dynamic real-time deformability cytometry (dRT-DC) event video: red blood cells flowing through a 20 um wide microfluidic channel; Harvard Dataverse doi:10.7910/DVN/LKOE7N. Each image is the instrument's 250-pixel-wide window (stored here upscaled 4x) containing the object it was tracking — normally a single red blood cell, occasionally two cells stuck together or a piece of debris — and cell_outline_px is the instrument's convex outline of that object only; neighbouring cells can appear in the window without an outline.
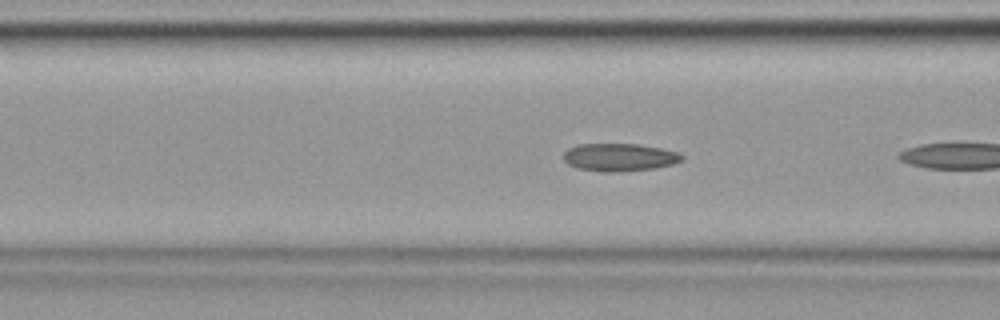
{"species": "common noctule bat (a hibernating species)", "species_latin": "Nyctalus noctula", "temperature_condition": "cold", "stored_images_in_passage": 32, "camera_frame_rate_fps": 3000, "um_per_image_px": 0.085, "animal": {"sex": "female", "body_mass_g": 19.9}, "frame": {"image": 1, "passage_image": 19, "time_ms": 6.0, "image_size_px": [1000, 320], "cell_outline_px": [[684, 160], [672, 164], [656, 168], [620, 172], [600, 172], [576, 168], [568, 164], [564, 160], [564, 152], [568, 148], [580, 144], [640, 144], [680, 152], [684, 156]], "centroid_in_image_um": [52.67, 13.37], "position_along_channel_um": 113.9, "area_um2": 19.42}}